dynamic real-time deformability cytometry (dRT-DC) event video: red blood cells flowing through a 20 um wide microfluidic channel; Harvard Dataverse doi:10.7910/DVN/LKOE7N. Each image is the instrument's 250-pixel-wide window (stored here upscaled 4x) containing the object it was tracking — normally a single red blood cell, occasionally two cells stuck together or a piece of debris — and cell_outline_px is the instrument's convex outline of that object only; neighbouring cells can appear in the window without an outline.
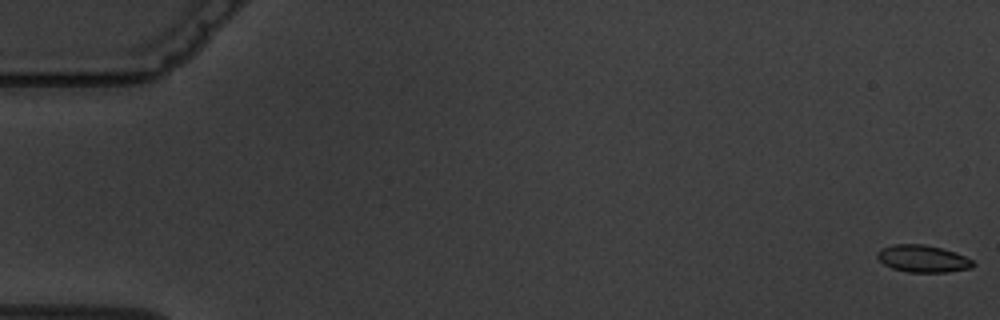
{"species": "common noctule bat (a hibernating species)", "species_latin": "Nyctalus noctula", "temperature_condition": "warm", "stored_images_in_passage": 7, "camera_frame_rate_fps": 3000, "um_per_image_px": 0.085, "animal": {"sex": "male", "body_mass_g": 19.5, "forearm_length_mm": 54.6}, "frame": {"image": 1, "passage_image": 1, "time_ms": 0.0, "image_size_px": [1000, 320], "cell_outline_px": [[976, 264], [972, 268], [948, 272], [908, 272], [892, 268], [884, 264], [876, 256], [876, 252], [880, 248], [892, 244], [924, 244], [940, 248], [964, 256], [972, 260]], "centroid_in_image_um": [78.41, 21.99], "position_along_channel_um": 6.6, "area_um2": 15.14}}
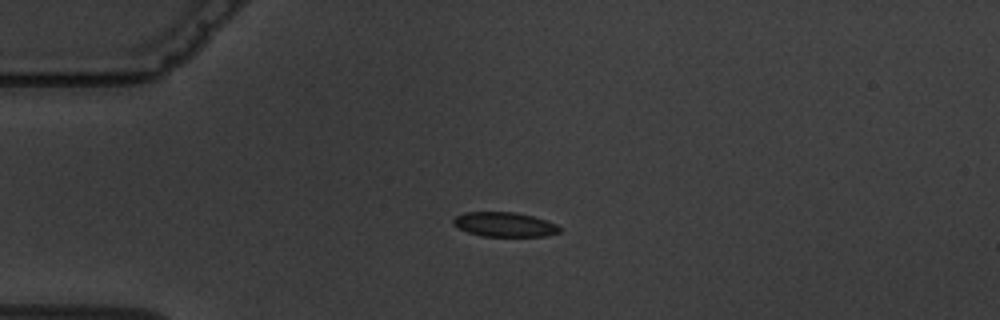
{"frame": {"image": 2, "passage_image": 5, "time_ms": 4.667, "image_size_px": [1000, 320], "cell_outline_px": [[560, 232], [544, 236], [480, 236], [468, 232], [452, 224], [452, 220], [456, 216], [464, 212], [516, 212], [532, 216], [556, 224], [560, 228]], "centroid_in_image_um": [42.85, 19.08], "position_along_channel_um": 42.2, "area_um2": 15.09}}
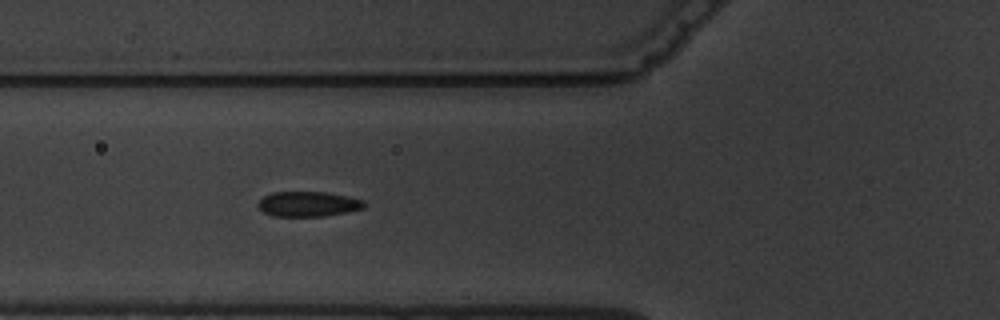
{"frame": {"image": 3, "passage_image": 7, "time_ms": 7.0, "image_size_px": [1000, 320], "cell_outline_px": [[368, 204], [364, 208], [348, 212], [324, 216], [272, 216], [264, 212], [256, 204], [264, 196], [272, 192], [324, 192], [348, 196], [364, 200]], "centroid_in_image_um": [26.23, 17.34], "position_along_channel_um": 99.6, "area_um2": 15.61}}